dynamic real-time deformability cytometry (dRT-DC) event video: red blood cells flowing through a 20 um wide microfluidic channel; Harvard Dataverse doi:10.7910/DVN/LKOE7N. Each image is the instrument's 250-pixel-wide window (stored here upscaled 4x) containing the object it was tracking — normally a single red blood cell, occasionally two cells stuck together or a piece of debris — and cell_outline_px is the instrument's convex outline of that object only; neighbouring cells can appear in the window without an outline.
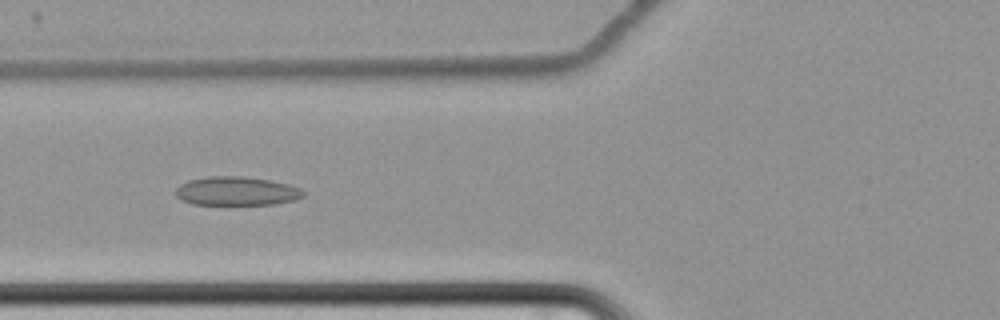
{"species": "common noctule bat (a hibernating species)", "species_latin": "Nyctalus noctula", "temperature_condition": "cold", "stored_images_in_passage": 65, "camera_frame_rate_fps": 3000, "um_per_image_px": 0.085, "animal": {"sex": "female", "body_mass_g": 22.7, "forearm_length_mm": 54.2}, "frame": {"image": 1, "passage_image": 29, "time_ms": 9.333, "image_size_px": [1000, 320], "cell_outline_px": [[304, 196], [296, 200], [276, 204], [192, 204], [180, 200], [176, 196], [176, 188], [180, 184], [188, 180], [208, 176], [240, 176], [268, 180], [288, 184], [300, 188], [304, 192]], "centroid_in_image_um": [20.09, 16.24], "position_along_channel_um": 105.7, "area_um2": 21.44}}
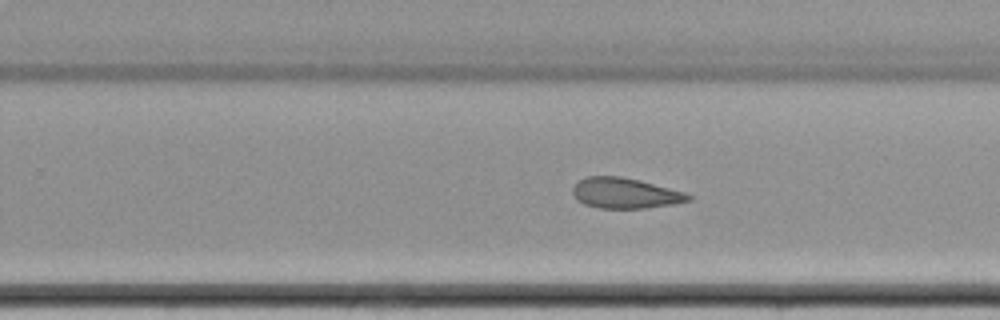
{"frame": {"image": 2, "passage_image": 44, "time_ms": 14.333, "image_size_px": [1000, 320], "cell_outline_px": [[692, 200], [672, 204], [644, 208], [600, 208], [584, 204], [576, 200], [572, 192], [572, 188], [580, 180], [588, 176], [620, 176], [640, 180], [684, 192], [692, 196]], "centroid_in_image_um": [53.12, 16.42], "position_along_channel_um": 276.7, "area_um2": 20.46}}
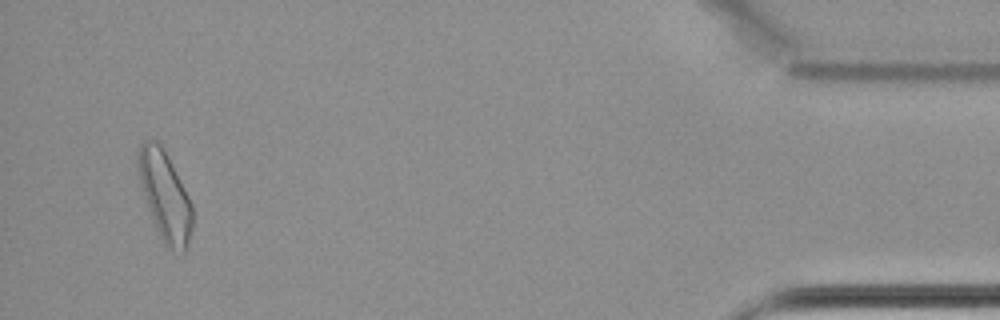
{"frame": {"image": 3, "passage_image": 63, "time_ms": 20.667, "image_size_px": [1000, 320], "cell_outline_px": [[192, 228], [184, 252], [168, 248], [164, 244], [160, 236], [148, 208], [140, 184], [136, 164], [136, 152], [140, 144], [144, 140], [156, 140], [164, 148], [192, 204]], "centroid_in_image_um": [13.98, 16.58], "position_along_channel_um": 421.2, "area_um2": 27.98}, "authors_computed_cell_mechanics": {"area_um2": 23.3512, "velocity_mm_per_s": 3.4207, "shape_relaxation_time_tau1_ms": null, "shape_relaxation_time_tau2_ms": 8.2349, "deformation_change_tau1": null, "deformation_change_tau2": 0.156}}